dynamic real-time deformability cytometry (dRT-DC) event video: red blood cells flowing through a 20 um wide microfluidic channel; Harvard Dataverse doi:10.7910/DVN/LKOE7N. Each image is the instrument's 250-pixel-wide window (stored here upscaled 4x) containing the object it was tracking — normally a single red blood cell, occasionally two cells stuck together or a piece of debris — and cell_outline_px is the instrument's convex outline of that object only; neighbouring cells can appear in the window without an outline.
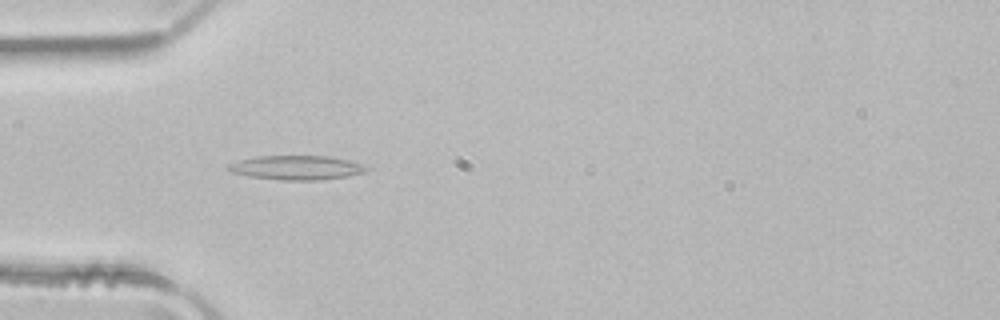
{"species": "common noctule bat (a hibernating species)", "species_latin": "Nyctalus noctula", "temperature_condition": "room temperature", "stored_images_in_passage": 4, "camera_frame_rate_fps": 3000, "um_per_image_px": 0.085, "animal": {"sex": "male", "body_mass_g": 21.5, "forearm_length_mm": 52.0}, "frame": {"image": 1, "passage_image": 3, "time_ms": 0.667, "image_size_px": [1000, 320], "cell_outline_px": [[368, 172], [348, 176], [320, 180], [284, 180], [252, 176], [232, 172], [228, 168], [228, 164], [240, 160], [260, 156], [332, 156], [368, 164]], "centroid_in_image_um": [25.35, 14.24], "position_along_channel_um": 59.7, "area_um2": 19.54}}
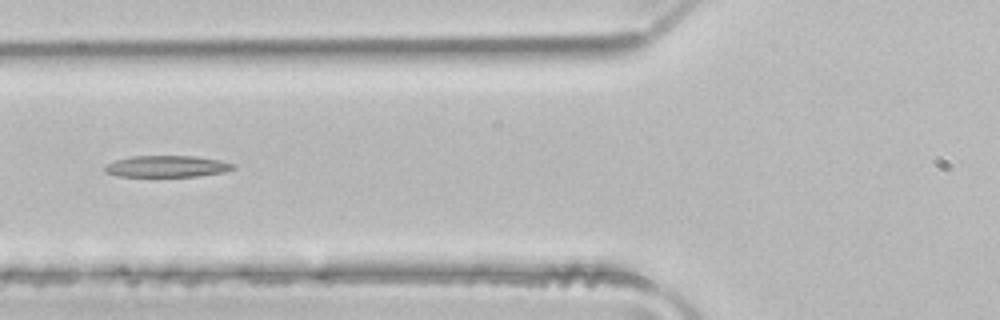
{"frame": {"image": 2, "passage_image": 4, "time_ms": 1.0, "image_size_px": [1000, 320], "cell_outline_px": [[236, 168], [224, 172], [196, 176], [116, 176], [104, 172], [104, 164], [116, 160], [132, 156], [196, 156], [220, 160], [236, 164]], "centroid_in_image_um": [14.18, 14.14], "position_along_channel_um": 111.6, "area_um2": 16.18}}